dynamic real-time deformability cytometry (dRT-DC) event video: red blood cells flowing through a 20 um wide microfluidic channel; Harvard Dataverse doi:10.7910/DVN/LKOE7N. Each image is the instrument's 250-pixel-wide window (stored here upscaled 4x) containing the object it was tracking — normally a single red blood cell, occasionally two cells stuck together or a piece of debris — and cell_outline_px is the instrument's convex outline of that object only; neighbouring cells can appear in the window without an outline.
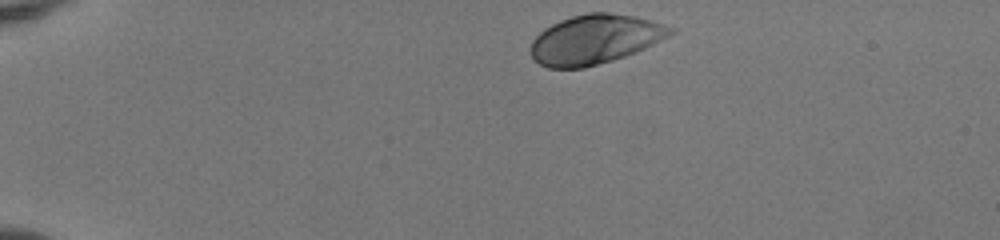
{"species": "human", "species_latin": "Homo sapiens", "temperature_condition": "room temperature", "stored_images_in_passage": 39, "camera_frame_rate_fps": 3000, "um_per_image_px": 0.085, "donor": {"sex": "female"}, "frame": {"image": 1, "passage_image": 1, "time_ms": 0.0, "image_size_px": [1000, 240], "cell_outline_px": [[676, 32], [636, 52], [612, 60], [584, 68], [548, 68], [540, 64], [532, 56], [532, 40], [544, 28], [560, 20], [572, 16], [588, 12], [608, 12], [636, 16], [652, 20], [676, 28]], "centroid_in_image_um": [50.59, 3.33], "position_along_channel_um": 34.4, "area_um2": 40.06}}
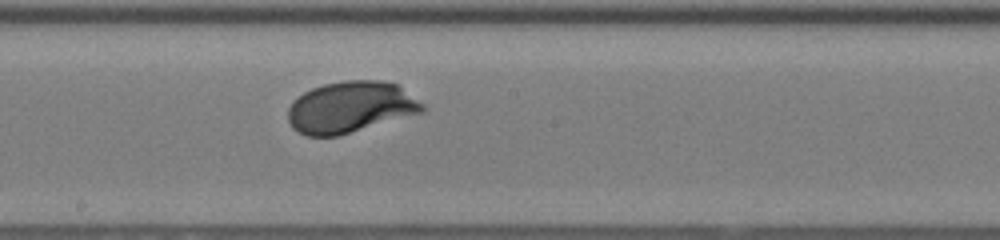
{"frame": {"image": 2, "passage_image": 21, "time_ms": 6.667, "image_size_px": [1000, 240], "cell_outline_px": [[424, 112], [336, 136], [308, 136], [292, 128], [288, 120], [288, 108], [292, 100], [304, 92], [312, 88], [324, 84], [344, 80], [380, 80], [396, 84], [424, 104]], "centroid_in_image_um": [29.77, 9.1], "position_along_channel_um": 218.4, "area_um2": 40.06}}
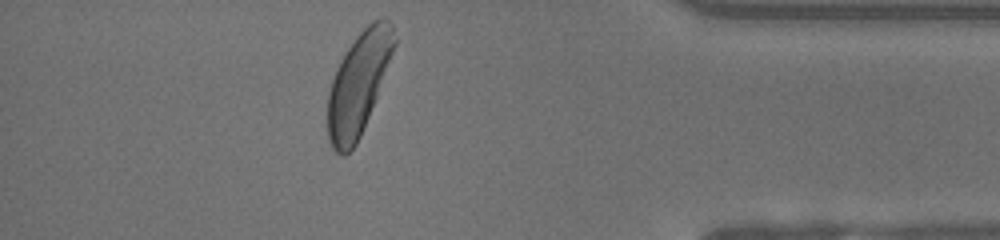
{"frame": {"image": 3, "passage_image": 37, "time_ms": 12.0, "image_size_px": [1000, 240], "cell_outline_px": [[396, 44], [376, 96], [360, 136], [356, 144], [344, 156], [336, 152], [332, 148], [328, 140], [328, 92], [336, 68], [340, 60], [356, 36], [372, 20], [384, 16], [392, 24], [396, 40]], "centroid_in_image_um": [30.46, 7.08], "position_along_channel_um": 404.7, "area_um2": 39.07}, "authors_computed_cell_mechanics": {"area_um2": 39.882, "velocity_mm_per_s": 3.9717, "shape_relaxation_time_tau1_ms": 1.7251, "shape_relaxation_time_tau2_ms": null, "deformation_change_tau1": 0.1423, "deformation_change_tau2": null}}